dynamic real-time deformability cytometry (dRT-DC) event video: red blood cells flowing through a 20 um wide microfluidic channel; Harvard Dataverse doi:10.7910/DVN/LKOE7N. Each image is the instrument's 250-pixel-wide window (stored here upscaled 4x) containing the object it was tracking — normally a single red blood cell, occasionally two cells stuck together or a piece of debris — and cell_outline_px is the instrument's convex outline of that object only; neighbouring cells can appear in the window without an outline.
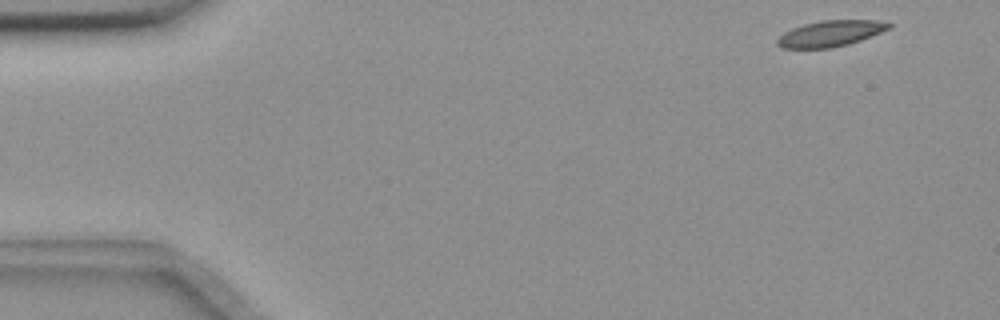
{"species": "common noctule bat (a hibernating species)", "species_latin": "Nyctalus noctula", "temperature_condition": "room temperature", "stored_images_in_passage": 52, "camera_frame_rate_fps": 3000, "um_per_image_px": 0.085, "animal": {"sex": "female", "body_mass_g": 18.4}, "frame": {"image": 1, "passage_image": 1, "time_ms": 0.0, "image_size_px": [1000, 320], "cell_outline_px": [[892, 24], [888, 28], [880, 32], [860, 40], [848, 44], [828, 48], [784, 48], [776, 44], [776, 40], [784, 32], [792, 28], [804, 24], [820, 20], [876, 20]], "centroid_in_image_um": [70.54, 2.84], "position_along_channel_um": 14.5, "area_um2": 16.65}}
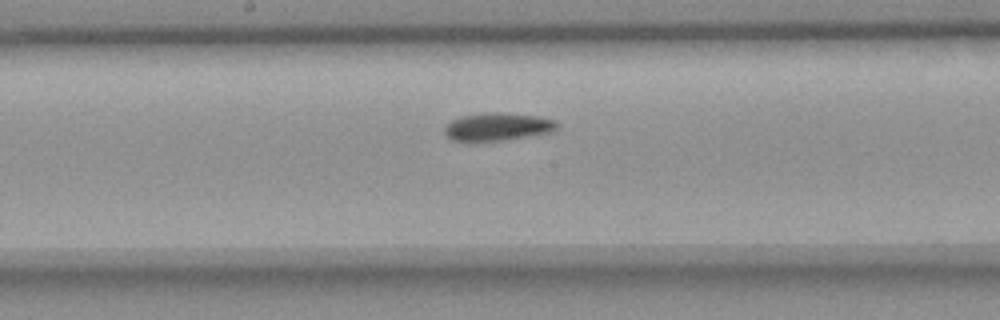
{"frame": {"image": 2, "passage_image": 26, "time_ms": 8.333, "image_size_px": [1000, 320], "cell_outline_px": [[556, 128], [552, 132], [504, 140], [452, 140], [444, 132], [444, 128], [452, 120], [460, 116], [484, 112], [500, 112], [536, 116], [556, 120]], "centroid_in_image_um": [42.29, 10.75], "position_along_channel_um": 205.9, "area_um2": 17.98}}
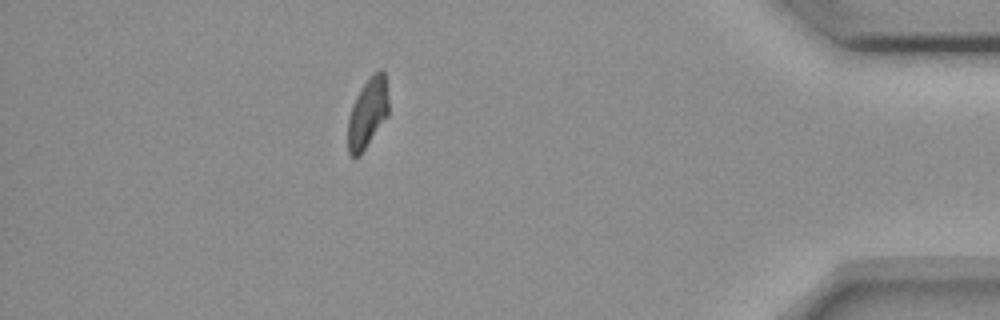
{"frame": {"image": 3, "passage_image": 46, "time_ms": 15.0, "image_size_px": [1000, 320], "cell_outline_px": [[388, 116], [360, 156], [348, 156], [348, 116], [352, 104], [356, 96], [368, 76], [380, 68], [384, 72], [388, 100]], "centroid_in_image_um": [31.23, 9.6], "position_along_channel_um": 404.0, "area_um2": 16.76}, "authors_computed_cell_mechanics": {"area_um2": 17.6579, "velocity_mm_per_s": 3.6521, "shape_relaxation_time_tau1_ms": 5.4803, "shape_relaxation_time_tau2_ms": 4.239, "deformation_change_tau1": 0.1216, "deformation_change_tau2": 0.0949}}